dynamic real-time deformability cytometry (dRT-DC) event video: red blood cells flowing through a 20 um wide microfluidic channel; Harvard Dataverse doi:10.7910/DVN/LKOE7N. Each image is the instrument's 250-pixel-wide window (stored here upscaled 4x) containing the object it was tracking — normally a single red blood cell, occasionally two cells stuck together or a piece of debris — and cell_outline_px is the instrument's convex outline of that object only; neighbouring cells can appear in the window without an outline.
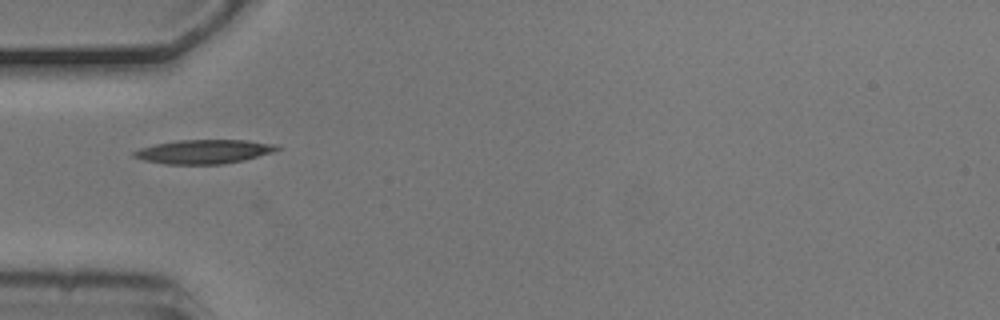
{"species": "common noctule bat (a hibernating species)", "species_latin": "Nyctalus noctula", "temperature_condition": "cold", "stored_images_in_passage": 6, "camera_frame_rate_fps": 3000, "um_per_image_px": 0.085, "animal": {"sex": "male", "body_mass_g": 20.5, "forearm_length_mm": 52.5}, "frame": {"image": 1, "passage_image": 5, "time_ms": 1.333, "image_size_px": [1000, 320], "cell_outline_px": [[280, 148], [272, 152], [244, 160], [224, 164], [164, 164], [144, 160], [132, 156], [132, 152], [140, 148], [156, 144], [180, 140], [248, 140], [280, 144]], "centroid_in_image_um": [17.36, 12.88], "position_along_channel_um": 67.6, "area_um2": 20.06}}